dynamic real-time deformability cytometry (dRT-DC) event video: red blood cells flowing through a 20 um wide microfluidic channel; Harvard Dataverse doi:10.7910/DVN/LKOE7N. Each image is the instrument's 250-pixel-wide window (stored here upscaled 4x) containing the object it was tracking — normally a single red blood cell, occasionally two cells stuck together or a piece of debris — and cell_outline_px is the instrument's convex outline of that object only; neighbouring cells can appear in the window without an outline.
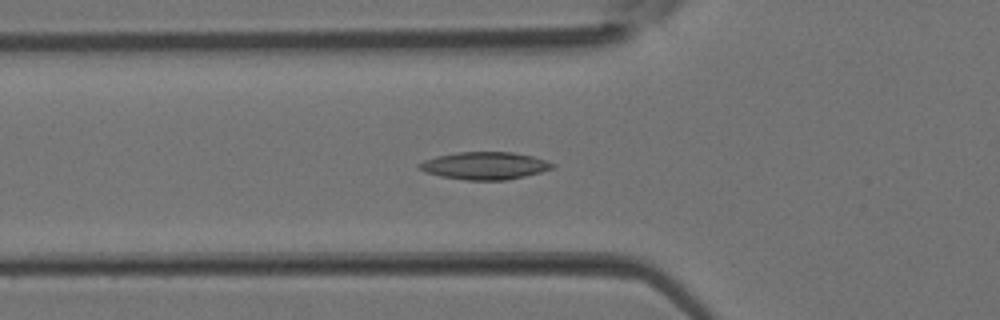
{"species": "Egyptian fruit bat (a non-hibernating species)", "species_latin": "Rousettus aegyptiacus", "temperature_condition": "room temperature", "stored_images_in_passage": 32, "camera_frame_rate_fps": 3000, "um_per_image_px": 0.085, "animal": {"sex": "female"}, "frame": {"image": 1, "passage_image": 7, "time_ms": 2.0, "image_size_px": [1000, 320], "cell_outline_px": [[556, 168], [508, 180], [464, 180], [440, 176], [424, 172], [416, 168], [416, 164], [424, 160], [436, 156], [460, 152], [512, 152], [532, 156], [556, 164]], "centroid_in_image_um": [41.17, 14.09], "position_along_channel_um": 84.6, "area_um2": 21.5}}
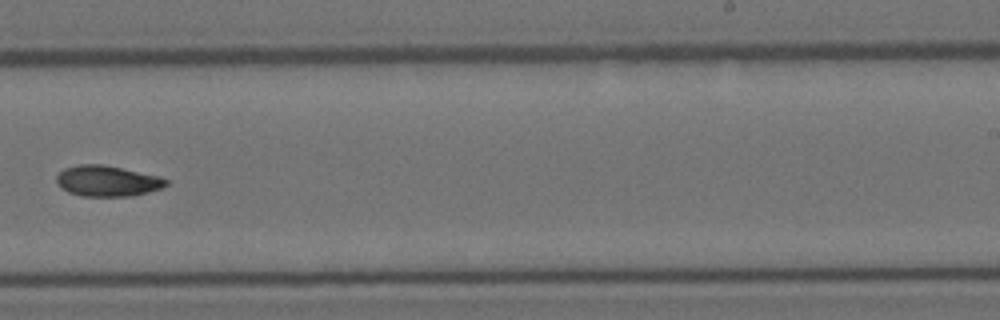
{"frame": {"image": 2, "passage_image": 18, "time_ms": 5.667, "image_size_px": [1000, 320], "cell_outline_px": [[168, 184], [160, 188], [148, 192], [132, 196], [80, 196], [68, 192], [60, 188], [56, 184], [56, 176], [64, 168], [76, 164], [104, 164], [160, 176], [168, 180]], "centroid_in_image_um": [9.09, 15.38], "position_along_channel_um": 279.9, "area_um2": 19.88}}
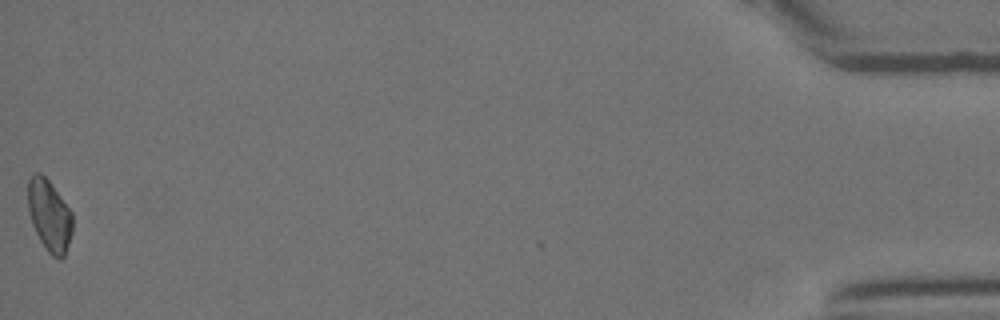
{"frame": {"image": 3, "passage_image": 32, "time_ms": 10.333, "image_size_px": [1000, 320], "cell_outline_px": [[72, 232], [64, 256], [60, 260], [52, 256], [48, 252], [40, 240], [32, 224], [28, 208], [28, 180], [36, 172], [40, 172], [48, 180], [72, 212]], "centroid_in_image_um": [4.2, 18.33], "position_along_channel_um": 431.0, "area_um2": 18.38}}